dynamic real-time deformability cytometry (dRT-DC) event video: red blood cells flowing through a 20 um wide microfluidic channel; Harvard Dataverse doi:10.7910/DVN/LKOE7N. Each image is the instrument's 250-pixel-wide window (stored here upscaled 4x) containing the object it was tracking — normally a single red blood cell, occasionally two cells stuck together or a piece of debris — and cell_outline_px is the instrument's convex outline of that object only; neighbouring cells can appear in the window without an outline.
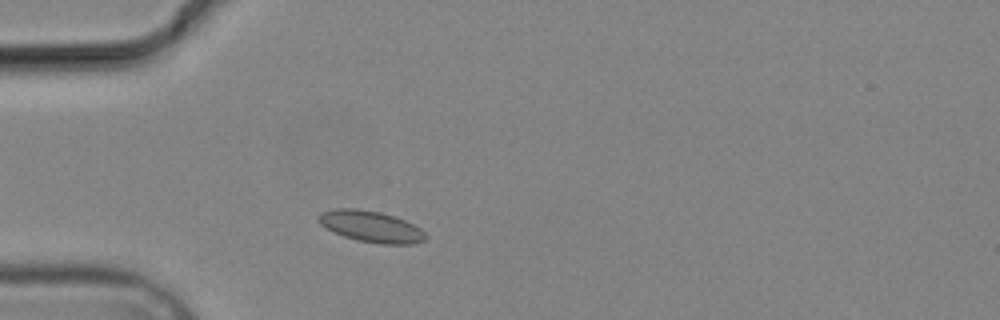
{"species": "common noctule bat (a hibernating species)", "species_latin": "Nyctalus noctula", "temperature_condition": "cold", "stored_images_in_passage": 2, "camera_frame_rate_fps": 3000, "um_per_image_px": 0.085, "animal": {"sex": "male", "body_mass_g": 19.2, "forearm_length_mm": 51.8}, "frame": {"image": 1, "passage_image": 2, "time_ms": 1.0, "image_size_px": [1000, 320], "cell_outline_px": [[428, 236], [424, 240], [412, 244], [380, 244], [360, 240], [344, 236], [320, 224], [316, 216], [320, 212], [336, 208], [356, 208], [380, 212], [404, 220], [420, 228]], "centroid_in_image_um": [31.53, 19.24], "position_along_channel_um": 53.5, "area_um2": 19.31}}